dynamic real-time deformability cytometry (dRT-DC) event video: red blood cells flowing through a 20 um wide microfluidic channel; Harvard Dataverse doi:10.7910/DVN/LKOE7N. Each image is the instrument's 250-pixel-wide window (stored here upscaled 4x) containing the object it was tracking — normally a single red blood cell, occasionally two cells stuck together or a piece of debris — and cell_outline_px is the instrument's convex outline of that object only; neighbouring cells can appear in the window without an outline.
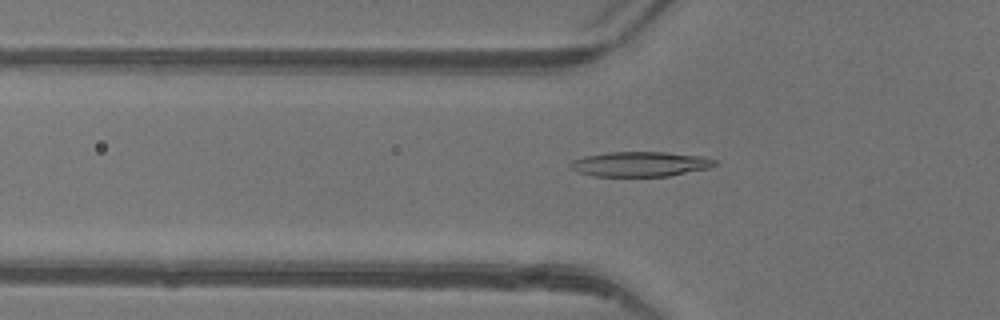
{"species": "common noctule bat (a hibernating species)", "species_latin": "Nyctalus noctula", "temperature_condition": "warm", "stored_images_in_passage": 42, "camera_frame_rate_fps": 3000, "um_per_image_px": 0.085, "animal": {"sex": "female"}, "frame": {"image": 1, "passage_image": 10, "time_ms": 3.0, "image_size_px": [1000, 320], "cell_outline_px": [[716, 164], [712, 168], [668, 176], [592, 176], [576, 172], [568, 164], [572, 160], [584, 156], [608, 152], [664, 152], [704, 156], [716, 160]], "centroid_in_image_um": [54.42, 13.94], "position_along_channel_um": 71.4, "area_um2": 21.15}}
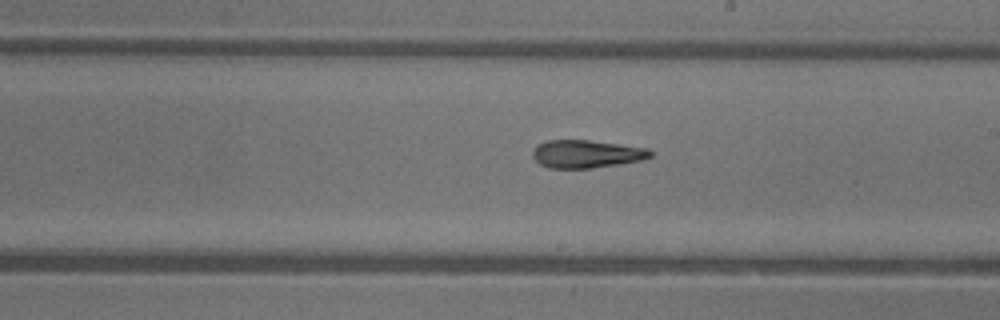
{"frame": {"image": 2, "passage_image": 22, "time_ms": 7.0, "image_size_px": [1000, 320], "cell_outline_px": [[652, 156], [644, 160], [592, 168], [548, 168], [540, 164], [532, 156], [532, 152], [536, 144], [548, 140], [588, 140], [648, 148], [652, 152]], "centroid_in_image_um": [49.84, 13.08], "position_along_channel_um": 239.2, "area_um2": 19.19}}
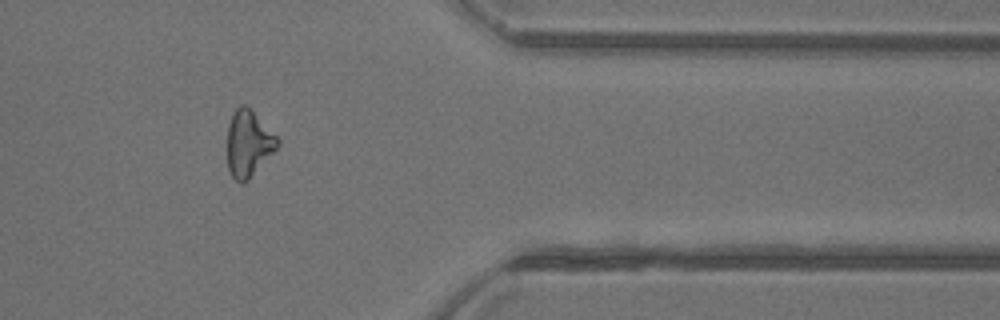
{"frame": {"image": 3, "passage_image": 34, "time_ms": 11.0, "image_size_px": [1000, 320], "cell_outline_px": [[280, 144], [248, 180], [244, 184], [240, 184], [232, 176], [228, 168], [228, 124], [232, 112], [240, 104], [244, 104], [280, 140]], "centroid_in_image_um": [21.09, 12.22], "position_along_channel_um": 390.3, "area_um2": 19.02}, "authors_computed_cell_mechanics": {"area_um2": 19.7676, "velocity_mm_per_s": 4.186, "shape_relaxation_time_tau1_ms": 8.8119, "shape_relaxation_time_tau2_ms": 3.1366, "deformation_change_tau1": 0.2269, "deformation_change_tau2": 0.1212}}